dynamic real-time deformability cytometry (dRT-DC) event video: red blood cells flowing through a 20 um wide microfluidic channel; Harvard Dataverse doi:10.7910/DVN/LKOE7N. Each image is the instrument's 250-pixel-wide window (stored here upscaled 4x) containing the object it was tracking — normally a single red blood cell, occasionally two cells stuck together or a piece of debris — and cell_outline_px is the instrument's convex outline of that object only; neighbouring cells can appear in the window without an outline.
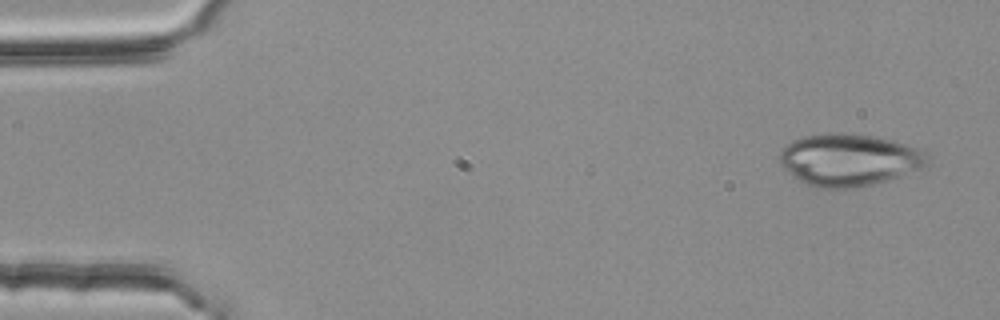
{"species": "common noctule bat (a hibernating species)", "species_latin": "Nyctalus noctula", "temperature_condition": "room temperature", "stored_images_in_passage": 4, "camera_frame_rate_fps": 3000, "um_per_image_px": 0.085, "animal": {"sex": "female", "body_mass_g": 25.1}, "frame": {"image": 1, "passage_image": 1, "time_ms": 0.0, "image_size_px": [1000, 320], "cell_outline_px": [[928, 164], [924, 168], [872, 184], [848, 188], [820, 188], [804, 184], [784, 168], [780, 164], [780, 152], [784, 144], [792, 140], [804, 136], [832, 132], [852, 132], [876, 136], [924, 148]], "centroid_in_image_um": [72.17, 13.55], "position_along_channel_um": 12.8, "area_um2": 45.32}}